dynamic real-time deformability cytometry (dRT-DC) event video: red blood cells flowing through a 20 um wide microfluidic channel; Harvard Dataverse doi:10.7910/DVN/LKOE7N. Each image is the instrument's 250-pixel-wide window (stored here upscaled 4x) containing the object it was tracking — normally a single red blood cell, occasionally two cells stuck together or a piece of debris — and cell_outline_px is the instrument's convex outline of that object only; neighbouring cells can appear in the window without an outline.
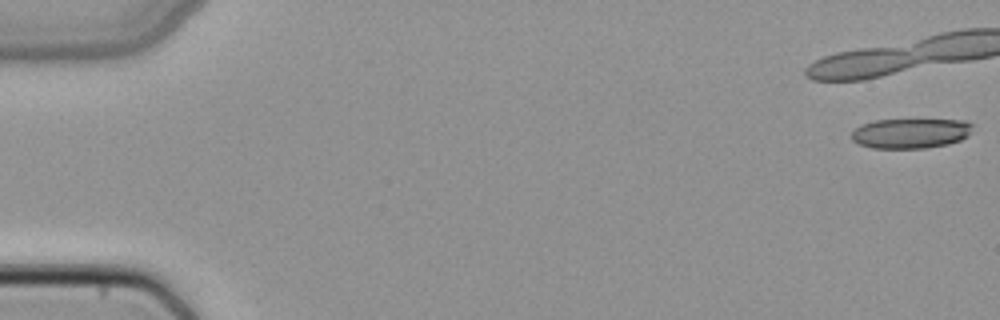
{"species": "common noctule bat (a hibernating species)", "species_latin": "Nyctalus noctula", "temperature_condition": "cold", "stored_images_in_passage": 39, "camera_frame_rate_fps": 3000, "um_per_image_px": 0.085, "animal": {"sex": "female", "body_mass_g": 22.7, "forearm_length_mm": 54.2}, "frame": {"image": 1, "passage_image": 1, "time_ms": 0.0, "image_size_px": [1000, 320], "cell_outline_px": [[976, 124], [968, 136], [960, 140], [948, 144], [924, 148], [872, 148], [860, 144], [852, 140], [852, 132], [860, 124], [876, 120], [964, 120]], "centroid_in_image_um": [77.44, 11.32], "position_along_channel_um": 7.6, "area_um2": 21.21}}